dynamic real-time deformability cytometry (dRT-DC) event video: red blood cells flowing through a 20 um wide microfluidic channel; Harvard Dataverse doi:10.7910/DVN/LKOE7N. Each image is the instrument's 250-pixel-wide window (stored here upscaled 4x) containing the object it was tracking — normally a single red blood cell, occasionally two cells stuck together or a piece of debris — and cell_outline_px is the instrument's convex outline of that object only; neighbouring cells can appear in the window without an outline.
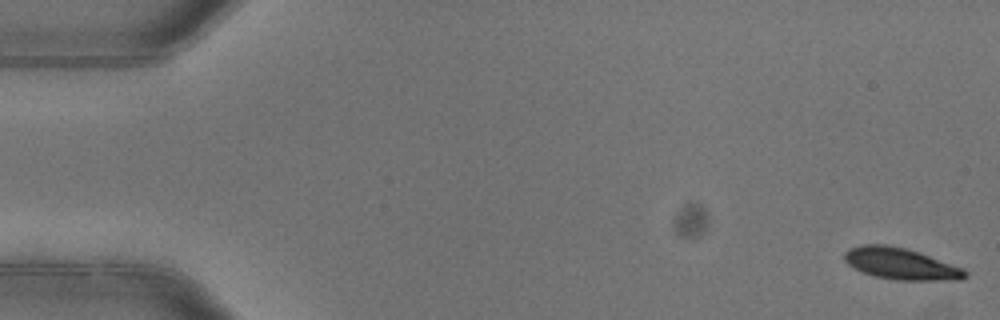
{"species": "common noctule bat (a hibernating species)", "species_latin": "Nyctalus noctula", "temperature_condition": "warm", "stored_images_in_passage": 5, "camera_frame_rate_fps": 3000, "um_per_image_px": 0.085, "animal": {"sex": "female"}, "frame": {"image": 1, "passage_image": 1, "time_ms": 0.0, "image_size_px": [1000, 320], "cell_outline_px": [[968, 276], [960, 280], [896, 280], [872, 276], [848, 264], [844, 260], [844, 252], [848, 248], [860, 244], [888, 244], [908, 248], [920, 252], [964, 268], [968, 272]], "centroid_in_image_um": [76.58, 22.4], "position_along_channel_um": 8.4, "area_um2": 22.54}}